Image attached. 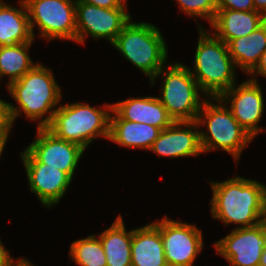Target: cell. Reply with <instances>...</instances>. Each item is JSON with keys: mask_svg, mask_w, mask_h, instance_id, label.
Listing matches in <instances>:
<instances>
[{"mask_svg": "<svg viewBox=\"0 0 266 266\" xmlns=\"http://www.w3.org/2000/svg\"><path fill=\"white\" fill-rule=\"evenodd\" d=\"M213 218L225 224L253 227L266 220V186L256 180L235 177L211 182ZM242 225V226H241Z\"/></svg>", "mask_w": 266, "mask_h": 266, "instance_id": "1", "label": "cell"}, {"mask_svg": "<svg viewBox=\"0 0 266 266\" xmlns=\"http://www.w3.org/2000/svg\"><path fill=\"white\" fill-rule=\"evenodd\" d=\"M7 88L19 104V107H15L8 103L12 123L23 111L29 120H38L48 113L44 119L40 120L38 128L47 127L50 124L56 111L52 108L58 105L62 97L60 86L50 69L37 63L19 80L8 84Z\"/></svg>", "mask_w": 266, "mask_h": 266, "instance_id": "2", "label": "cell"}, {"mask_svg": "<svg viewBox=\"0 0 266 266\" xmlns=\"http://www.w3.org/2000/svg\"><path fill=\"white\" fill-rule=\"evenodd\" d=\"M200 38L194 58L192 74L200 92L208 98H218L236 83L235 63L231 58L225 42L211 36L199 25ZM210 96V97H209Z\"/></svg>", "mask_w": 266, "mask_h": 266, "instance_id": "3", "label": "cell"}, {"mask_svg": "<svg viewBox=\"0 0 266 266\" xmlns=\"http://www.w3.org/2000/svg\"><path fill=\"white\" fill-rule=\"evenodd\" d=\"M110 111L111 104L105 105L103 109L82 103L63 105L56 108L46 128L56 137L75 143L85 150L99 136L109 139Z\"/></svg>", "mask_w": 266, "mask_h": 266, "instance_id": "4", "label": "cell"}, {"mask_svg": "<svg viewBox=\"0 0 266 266\" xmlns=\"http://www.w3.org/2000/svg\"><path fill=\"white\" fill-rule=\"evenodd\" d=\"M131 21L123 27L112 45L128 61L148 75L151 81L166 63V42L155 25Z\"/></svg>", "mask_w": 266, "mask_h": 266, "instance_id": "5", "label": "cell"}, {"mask_svg": "<svg viewBox=\"0 0 266 266\" xmlns=\"http://www.w3.org/2000/svg\"><path fill=\"white\" fill-rule=\"evenodd\" d=\"M211 100L220 104H212L205 99L196 119L198 126L207 124L208 133H210L199 131L202 151L208 152L221 148L238 160L243 148L253 140V137L237 122L221 100L218 98H211ZM201 116H204L203 119Z\"/></svg>", "mask_w": 266, "mask_h": 266, "instance_id": "6", "label": "cell"}, {"mask_svg": "<svg viewBox=\"0 0 266 266\" xmlns=\"http://www.w3.org/2000/svg\"><path fill=\"white\" fill-rule=\"evenodd\" d=\"M167 68H162L151 80L153 86L159 75L162 74L164 78V83H161L162 96L158 97L159 100L174 121H196L205 98L200 100V88L190 69L177 62L169 64Z\"/></svg>", "mask_w": 266, "mask_h": 266, "instance_id": "7", "label": "cell"}, {"mask_svg": "<svg viewBox=\"0 0 266 266\" xmlns=\"http://www.w3.org/2000/svg\"><path fill=\"white\" fill-rule=\"evenodd\" d=\"M30 29L38 25L41 38L76 41V1L72 0H23ZM35 23V24H34Z\"/></svg>", "mask_w": 266, "mask_h": 266, "instance_id": "8", "label": "cell"}, {"mask_svg": "<svg viewBox=\"0 0 266 266\" xmlns=\"http://www.w3.org/2000/svg\"><path fill=\"white\" fill-rule=\"evenodd\" d=\"M130 20L125 8L107 9L76 2V41L83 44L90 34L93 38H107L112 44Z\"/></svg>", "mask_w": 266, "mask_h": 266, "instance_id": "9", "label": "cell"}, {"mask_svg": "<svg viewBox=\"0 0 266 266\" xmlns=\"http://www.w3.org/2000/svg\"><path fill=\"white\" fill-rule=\"evenodd\" d=\"M165 259L168 266H192L203 248V236L196 226L165 216L159 221Z\"/></svg>", "mask_w": 266, "mask_h": 266, "instance_id": "10", "label": "cell"}, {"mask_svg": "<svg viewBox=\"0 0 266 266\" xmlns=\"http://www.w3.org/2000/svg\"><path fill=\"white\" fill-rule=\"evenodd\" d=\"M266 245V220L253 227L236 228L214 246L231 266H259Z\"/></svg>", "mask_w": 266, "mask_h": 266, "instance_id": "11", "label": "cell"}, {"mask_svg": "<svg viewBox=\"0 0 266 266\" xmlns=\"http://www.w3.org/2000/svg\"><path fill=\"white\" fill-rule=\"evenodd\" d=\"M256 80L254 77L237 87L235 84L218 97L225 105L231 102V114L253 138L263 130L257 123L260 122L264 111L262 87Z\"/></svg>", "mask_w": 266, "mask_h": 266, "instance_id": "12", "label": "cell"}, {"mask_svg": "<svg viewBox=\"0 0 266 266\" xmlns=\"http://www.w3.org/2000/svg\"><path fill=\"white\" fill-rule=\"evenodd\" d=\"M26 169L31 192H34L43 206L55 205L64 196L72 178L57 168L46 167L26 148L20 155Z\"/></svg>", "mask_w": 266, "mask_h": 266, "instance_id": "13", "label": "cell"}, {"mask_svg": "<svg viewBox=\"0 0 266 266\" xmlns=\"http://www.w3.org/2000/svg\"><path fill=\"white\" fill-rule=\"evenodd\" d=\"M37 131V138L26 149L46 167L57 168L73 178L85 150L75 143L56 137L46 127L38 128Z\"/></svg>", "mask_w": 266, "mask_h": 266, "instance_id": "14", "label": "cell"}, {"mask_svg": "<svg viewBox=\"0 0 266 266\" xmlns=\"http://www.w3.org/2000/svg\"><path fill=\"white\" fill-rule=\"evenodd\" d=\"M196 127V121H175L161 130L150 151L171 158L200 155L203 151Z\"/></svg>", "mask_w": 266, "mask_h": 266, "instance_id": "15", "label": "cell"}, {"mask_svg": "<svg viewBox=\"0 0 266 266\" xmlns=\"http://www.w3.org/2000/svg\"><path fill=\"white\" fill-rule=\"evenodd\" d=\"M112 109L123 120L145 123L160 130L175 122L158 97L129 98L112 104Z\"/></svg>", "mask_w": 266, "mask_h": 266, "instance_id": "16", "label": "cell"}, {"mask_svg": "<svg viewBox=\"0 0 266 266\" xmlns=\"http://www.w3.org/2000/svg\"><path fill=\"white\" fill-rule=\"evenodd\" d=\"M131 266H168L159 221L132 230Z\"/></svg>", "mask_w": 266, "mask_h": 266, "instance_id": "17", "label": "cell"}, {"mask_svg": "<svg viewBox=\"0 0 266 266\" xmlns=\"http://www.w3.org/2000/svg\"><path fill=\"white\" fill-rule=\"evenodd\" d=\"M265 21L266 17L255 10L217 9L211 26L216 30L213 35L227 44L230 40L249 35Z\"/></svg>", "mask_w": 266, "mask_h": 266, "instance_id": "18", "label": "cell"}, {"mask_svg": "<svg viewBox=\"0 0 266 266\" xmlns=\"http://www.w3.org/2000/svg\"><path fill=\"white\" fill-rule=\"evenodd\" d=\"M110 116L109 140L125 147L150 150L161 130L138 122L123 120L113 109Z\"/></svg>", "mask_w": 266, "mask_h": 266, "instance_id": "19", "label": "cell"}, {"mask_svg": "<svg viewBox=\"0 0 266 266\" xmlns=\"http://www.w3.org/2000/svg\"><path fill=\"white\" fill-rule=\"evenodd\" d=\"M227 47L235 66L250 74L266 50V21L249 35L230 40Z\"/></svg>", "mask_w": 266, "mask_h": 266, "instance_id": "20", "label": "cell"}, {"mask_svg": "<svg viewBox=\"0 0 266 266\" xmlns=\"http://www.w3.org/2000/svg\"><path fill=\"white\" fill-rule=\"evenodd\" d=\"M15 8L0 1V46L15 45L34 40L25 2Z\"/></svg>", "mask_w": 266, "mask_h": 266, "instance_id": "21", "label": "cell"}, {"mask_svg": "<svg viewBox=\"0 0 266 266\" xmlns=\"http://www.w3.org/2000/svg\"><path fill=\"white\" fill-rule=\"evenodd\" d=\"M103 246L107 266H131L132 230L127 232L122 216L99 234Z\"/></svg>", "mask_w": 266, "mask_h": 266, "instance_id": "22", "label": "cell"}, {"mask_svg": "<svg viewBox=\"0 0 266 266\" xmlns=\"http://www.w3.org/2000/svg\"><path fill=\"white\" fill-rule=\"evenodd\" d=\"M32 43L0 46V78L9 76L8 84L19 80L36 65L27 52Z\"/></svg>", "mask_w": 266, "mask_h": 266, "instance_id": "23", "label": "cell"}, {"mask_svg": "<svg viewBox=\"0 0 266 266\" xmlns=\"http://www.w3.org/2000/svg\"><path fill=\"white\" fill-rule=\"evenodd\" d=\"M70 257L81 266H107L100 238L95 235L74 241L70 247Z\"/></svg>", "mask_w": 266, "mask_h": 266, "instance_id": "24", "label": "cell"}, {"mask_svg": "<svg viewBox=\"0 0 266 266\" xmlns=\"http://www.w3.org/2000/svg\"><path fill=\"white\" fill-rule=\"evenodd\" d=\"M187 15L206 18L210 24L217 12L216 0H176Z\"/></svg>", "mask_w": 266, "mask_h": 266, "instance_id": "25", "label": "cell"}, {"mask_svg": "<svg viewBox=\"0 0 266 266\" xmlns=\"http://www.w3.org/2000/svg\"><path fill=\"white\" fill-rule=\"evenodd\" d=\"M12 124L8 103L0 99V141H7Z\"/></svg>", "mask_w": 266, "mask_h": 266, "instance_id": "26", "label": "cell"}, {"mask_svg": "<svg viewBox=\"0 0 266 266\" xmlns=\"http://www.w3.org/2000/svg\"><path fill=\"white\" fill-rule=\"evenodd\" d=\"M217 9H231L235 11L255 10L253 0H216Z\"/></svg>", "mask_w": 266, "mask_h": 266, "instance_id": "27", "label": "cell"}, {"mask_svg": "<svg viewBox=\"0 0 266 266\" xmlns=\"http://www.w3.org/2000/svg\"><path fill=\"white\" fill-rule=\"evenodd\" d=\"M76 2H85L101 8H125L126 0H75Z\"/></svg>", "mask_w": 266, "mask_h": 266, "instance_id": "28", "label": "cell"}, {"mask_svg": "<svg viewBox=\"0 0 266 266\" xmlns=\"http://www.w3.org/2000/svg\"><path fill=\"white\" fill-rule=\"evenodd\" d=\"M19 260L16 262L10 254L8 250L5 249L2 242L0 241V266H15Z\"/></svg>", "mask_w": 266, "mask_h": 266, "instance_id": "29", "label": "cell"}, {"mask_svg": "<svg viewBox=\"0 0 266 266\" xmlns=\"http://www.w3.org/2000/svg\"><path fill=\"white\" fill-rule=\"evenodd\" d=\"M256 72V73H255ZM263 75V77H266V50L263 52L261 59L258 63V65L255 67V69L250 73L252 77L255 75Z\"/></svg>", "mask_w": 266, "mask_h": 266, "instance_id": "30", "label": "cell"}, {"mask_svg": "<svg viewBox=\"0 0 266 266\" xmlns=\"http://www.w3.org/2000/svg\"><path fill=\"white\" fill-rule=\"evenodd\" d=\"M255 11L260 12L266 17V0H253Z\"/></svg>", "mask_w": 266, "mask_h": 266, "instance_id": "31", "label": "cell"}, {"mask_svg": "<svg viewBox=\"0 0 266 266\" xmlns=\"http://www.w3.org/2000/svg\"><path fill=\"white\" fill-rule=\"evenodd\" d=\"M259 266H266V245L263 248L262 255L260 257Z\"/></svg>", "mask_w": 266, "mask_h": 266, "instance_id": "32", "label": "cell"}, {"mask_svg": "<svg viewBox=\"0 0 266 266\" xmlns=\"http://www.w3.org/2000/svg\"><path fill=\"white\" fill-rule=\"evenodd\" d=\"M15 266H34L32 263H30L28 260L25 258L19 259L17 264Z\"/></svg>", "mask_w": 266, "mask_h": 266, "instance_id": "33", "label": "cell"}, {"mask_svg": "<svg viewBox=\"0 0 266 266\" xmlns=\"http://www.w3.org/2000/svg\"><path fill=\"white\" fill-rule=\"evenodd\" d=\"M6 142L7 141H0V156L2 154V151H3L4 147H5Z\"/></svg>", "mask_w": 266, "mask_h": 266, "instance_id": "34", "label": "cell"}]
</instances>
